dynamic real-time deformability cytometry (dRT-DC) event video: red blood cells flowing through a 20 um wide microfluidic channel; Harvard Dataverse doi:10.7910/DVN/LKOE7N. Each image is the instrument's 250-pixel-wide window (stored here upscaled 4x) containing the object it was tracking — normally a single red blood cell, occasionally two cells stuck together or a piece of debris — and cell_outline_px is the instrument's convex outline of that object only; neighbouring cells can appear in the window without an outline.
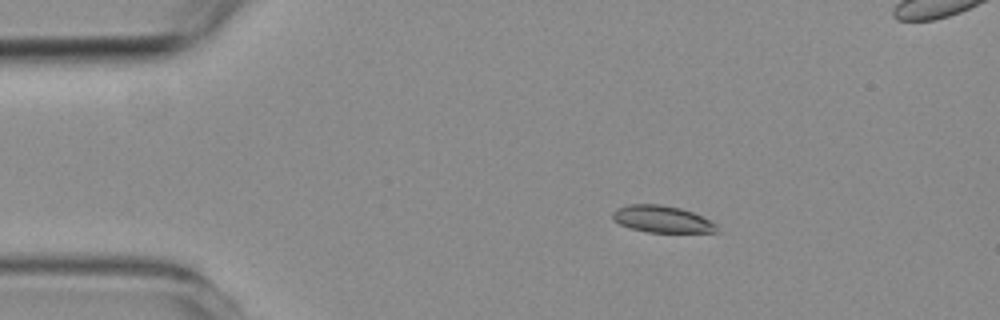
{"species": "common noctule bat (a hibernating species)", "species_latin": "Nyctalus noctula", "temperature_condition": "room temperature", "stored_images_in_passage": 6, "camera_frame_rate_fps": 3000, "um_per_image_px": 0.085, "animal": {"sex": "female", "body_mass_g": 19.3, "forearm_length_mm": 54.1}, "frame": {"image": 1, "passage_image": 3, "time_ms": 2.333, "image_size_px": [1000, 320], "cell_outline_px": [[720, 232], [648, 232], [632, 228], [620, 224], [612, 216], [612, 212], [616, 208], [628, 204], [660, 204], [680, 208], [692, 212], [716, 224]], "centroid_in_image_um": [56.26, 18.62], "position_along_channel_um": 28.7, "area_um2": 16.13}}